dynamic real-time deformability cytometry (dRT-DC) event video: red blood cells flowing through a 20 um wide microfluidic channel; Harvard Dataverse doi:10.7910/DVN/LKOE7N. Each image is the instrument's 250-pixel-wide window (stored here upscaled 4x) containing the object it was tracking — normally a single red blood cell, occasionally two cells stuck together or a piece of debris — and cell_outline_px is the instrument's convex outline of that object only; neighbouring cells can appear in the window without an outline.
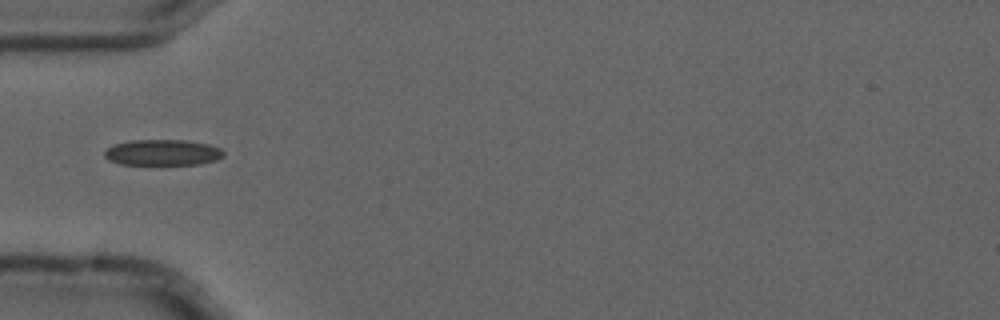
{"species": "common noctule bat (a hibernating species)", "species_latin": "Nyctalus noctula", "temperature_condition": "cold", "stored_images_in_passage": 1, "camera_frame_rate_fps": 3000, "um_per_image_px": 0.085, "animal": {"sex": "male", "forearm_length_mm": 52.5}, "frame": {"image": 1, "passage_image": 1, "time_ms": 0.0, "image_size_px": [1000, 320], "cell_outline_px": [[224, 156], [216, 160], [200, 164], [160, 168], [120, 164], [108, 160], [104, 156], [104, 152], [112, 144], [132, 140], [184, 140], [208, 144], [220, 148], [224, 152]], "centroid_in_image_um": [13.8, 13.02], "position_along_channel_um": 71.2, "area_um2": 19.13}}